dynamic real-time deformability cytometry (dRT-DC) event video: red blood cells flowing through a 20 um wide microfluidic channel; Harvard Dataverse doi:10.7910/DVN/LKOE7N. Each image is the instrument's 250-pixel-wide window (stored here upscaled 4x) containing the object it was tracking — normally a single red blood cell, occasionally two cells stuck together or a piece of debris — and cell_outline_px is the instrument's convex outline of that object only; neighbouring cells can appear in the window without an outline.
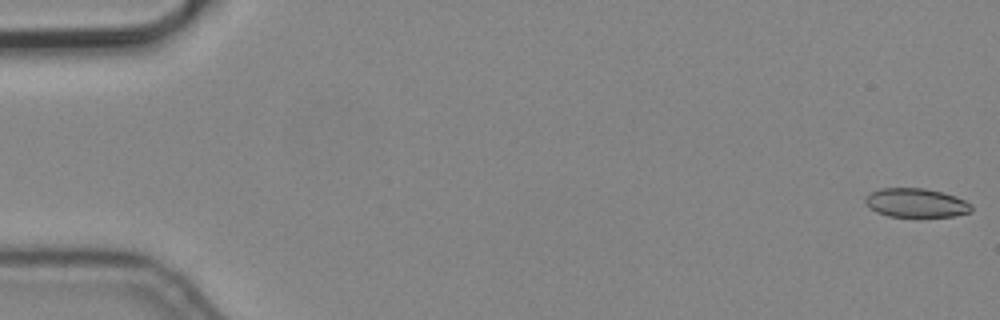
{"species": "common noctule bat (a hibernating species)", "species_latin": "Nyctalus noctula", "temperature_condition": "cold", "stored_images_in_passage": 10, "camera_frame_rate_fps": 3000, "um_per_image_px": 0.085, "animal": {"sex": "male", "body_mass_g": 19.2, "forearm_length_mm": 51.8}, "frame": {"image": 1, "passage_image": 1, "time_ms": 0.0, "image_size_px": [1000, 320], "cell_outline_px": [[972, 212], [956, 216], [888, 216], [876, 212], [864, 200], [872, 192], [880, 188], [924, 188], [956, 196], [972, 204]], "centroid_in_image_um": [77.92, 17.24], "position_along_channel_um": 7.1, "area_um2": 17.69}}
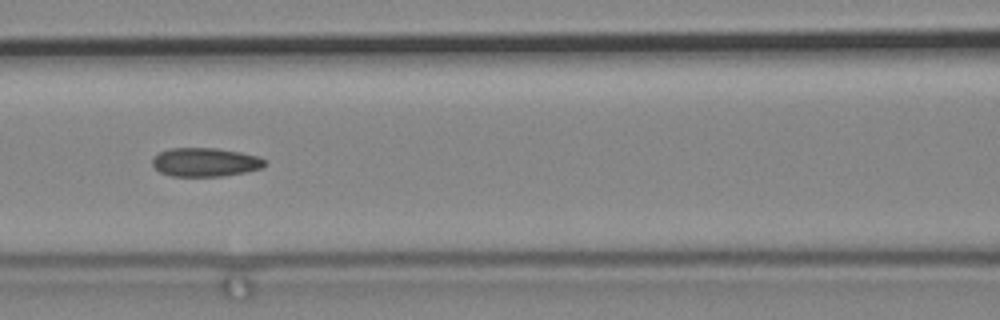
{"frame": {"image": 2, "passage_image": 8, "time_ms": 2.333, "image_size_px": [1000, 320], "cell_outline_px": [[264, 164], [260, 168], [244, 172], [220, 176], [172, 176], [160, 172], [152, 164], [152, 156], [168, 148], [216, 148], [240, 152], [256, 156], [264, 160]], "centroid_in_image_um": [17.37, 13.78], "position_along_channel_um": 149.2, "area_um2": 18.61}}
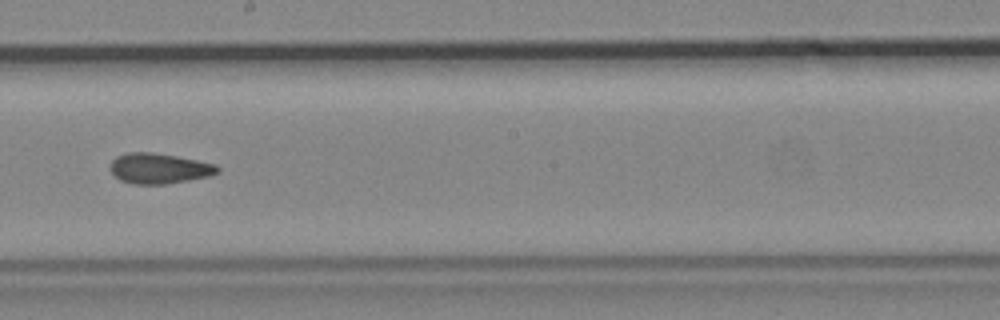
{"frame": {"image": 3, "passage_image": 10, "time_ms": 3.0, "image_size_px": [1000, 320], "cell_outline_px": [[220, 172], [208, 176], [188, 180], [164, 184], [132, 184], [120, 180], [112, 172], [112, 160], [116, 156], [128, 152], [152, 152], [176, 156], [216, 164], [220, 168]], "centroid_in_image_um": [13.54, 14.31], "position_along_channel_um": 234.7, "area_um2": 18.84}}